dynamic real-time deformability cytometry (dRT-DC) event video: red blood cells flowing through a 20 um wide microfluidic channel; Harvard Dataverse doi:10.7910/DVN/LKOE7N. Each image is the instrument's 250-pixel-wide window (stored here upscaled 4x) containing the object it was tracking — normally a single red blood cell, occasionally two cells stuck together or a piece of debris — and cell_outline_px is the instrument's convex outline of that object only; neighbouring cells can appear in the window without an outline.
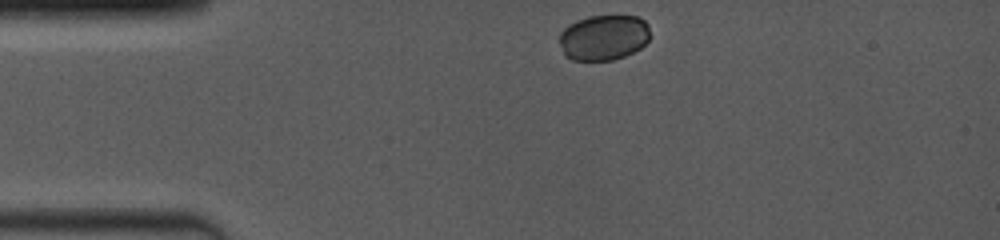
{"species": "common noctule bat (a hibernating species)", "species_latin": "Nyctalus noctula", "temperature_condition": "room temperature", "stored_images_in_passage": 72, "camera_frame_rate_fps": 4000, "um_per_image_px": 0.085, "animal": {"sex": "female", "body_mass_g": 19.0, "forearm_length_mm": 53.3}, "frame": {"image": 1, "passage_image": 1, "time_ms": 0.0, "image_size_px": [1000, 240], "cell_outline_px": [[648, 40], [640, 48], [624, 56], [612, 60], [572, 60], [564, 56], [560, 44], [560, 32], [568, 24], [576, 20], [588, 16], [636, 16], [644, 20], [648, 24]], "centroid_in_image_um": [51.27, 3.18], "position_along_channel_um": 33.7, "area_um2": 24.04}}
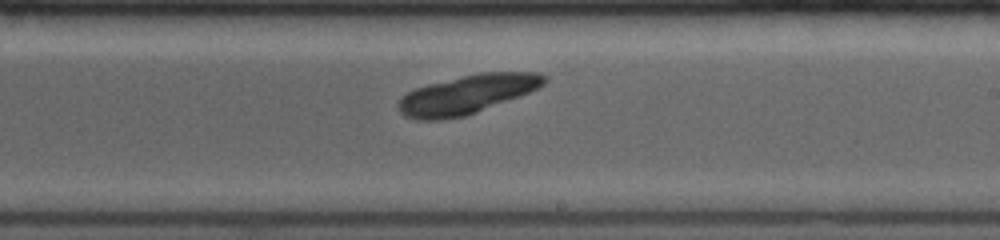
{"frame": {"image": 2, "passage_image": 37, "time_ms": 6.5, "image_size_px": [1000, 240], "cell_outline_px": [[548, 80], [544, 84], [520, 96], [476, 112], [464, 116], [440, 120], [416, 120], [404, 116], [400, 112], [396, 104], [400, 96], [416, 88], [428, 84], [480, 72], [540, 72]], "centroid_in_image_um": [39.66, 8.03], "position_along_channel_um": 249.3, "area_um2": 32.95}}
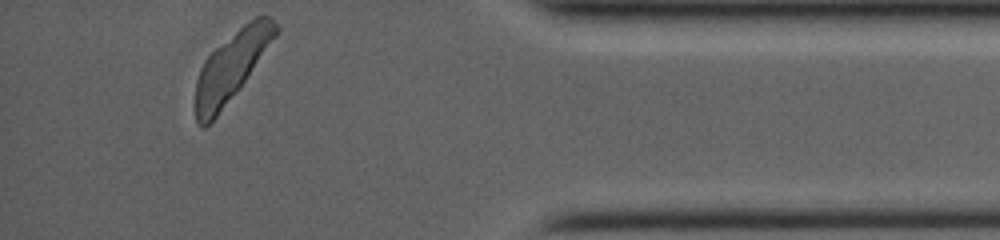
{"frame": {"image": 3, "passage_image": 72, "time_ms": 11.25, "image_size_px": [1000, 240], "cell_outline_px": [[280, 32], [236, 92], [216, 116], [204, 128], [200, 128], [196, 124], [196, 80], [200, 68], [204, 60], [216, 48], [244, 24], [256, 16], [272, 16], [280, 28]], "centroid_in_image_um": [19.69, 5.62], "position_along_channel_um": 415.5, "area_um2": 31.85}}